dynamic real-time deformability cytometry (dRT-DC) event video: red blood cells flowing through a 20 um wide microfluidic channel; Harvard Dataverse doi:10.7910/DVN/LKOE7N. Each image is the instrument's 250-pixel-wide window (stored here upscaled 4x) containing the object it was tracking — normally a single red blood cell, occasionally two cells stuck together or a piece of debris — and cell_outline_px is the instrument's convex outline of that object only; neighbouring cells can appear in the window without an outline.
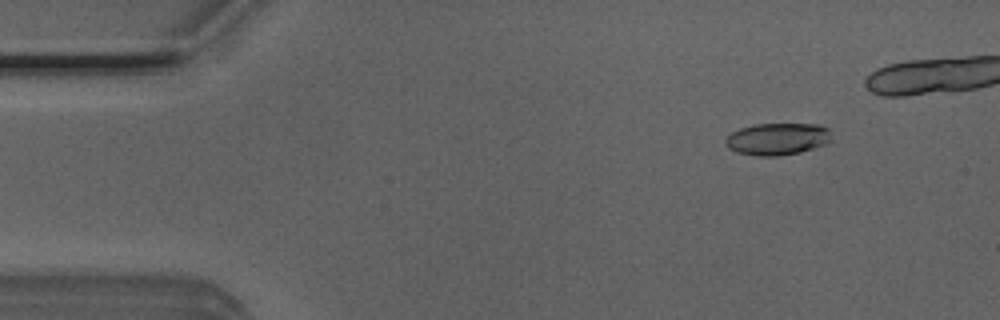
{"species": "Egyptian fruit bat (a non-hibernating species)", "species_latin": "Rousettus aegyptiacus", "temperature_condition": "room temperature", "stored_images_in_passage": 41, "camera_frame_rate_fps": 3000, "um_per_image_px": 0.085, "animal": {"sex": "male"}, "frame": {"image": 1, "passage_image": 6, "time_ms": 1.667, "image_size_px": [1000, 320], "cell_outline_px": [[832, 140], [828, 144], [800, 152], [776, 156], [756, 156], [736, 152], [728, 148], [724, 144], [724, 140], [732, 132], [740, 128], [756, 124], [820, 124], [828, 128]], "centroid_in_image_um": [66.09, 11.81], "position_along_channel_um": 18.9, "area_um2": 20.0}}
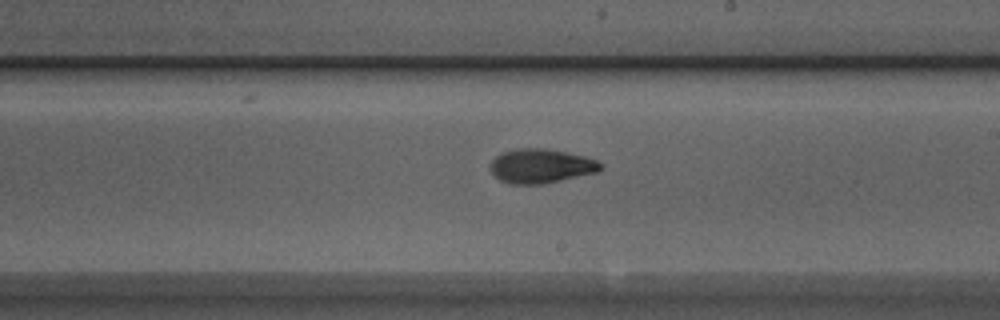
{"frame": {"image": 2, "passage_image": 29, "time_ms": 9.333, "image_size_px": [1000, 320], "cell_outline_px": [[604, 168], [596, 172], [544, 184], [512, 184], [500, 180], [492, 172], [492, 160], [500, 152], [516, 148], [544, 148], [568, 152], [584, 156], [596, 160], [604, 164]], "centroid_in_image_um": [46.01, 14.1], "position_along_channel_um": 243.0, "area_um2": 22.02}}
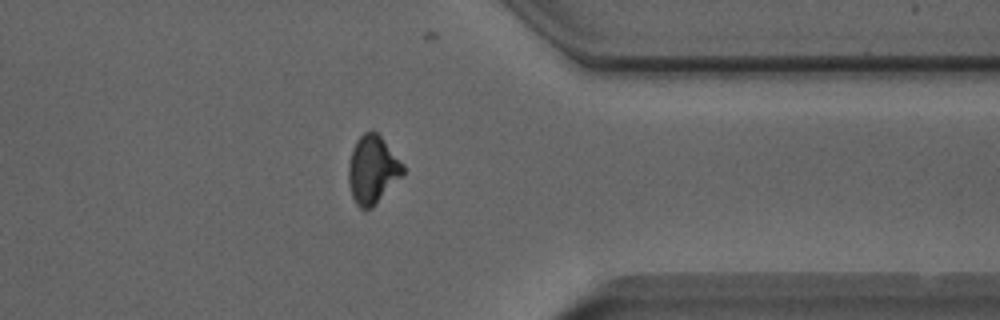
{"frame": {"image": 3, "passage_image": 40, "time_ms": 13.0, "image_size_px": [1000, 320], "cell_outline_px": [[404, 172], [372, 208], [360, 208], [356, 204], [352, 196], [348, 180], [348, 164], [352, 148], [356, 140], [364, 132], [372, 128], [380, 136], [404, 164]], "centroid_in_image_um": [31.64, 14.38], "position_along_channel_um": 379.8, "area_um2": 21.44}}